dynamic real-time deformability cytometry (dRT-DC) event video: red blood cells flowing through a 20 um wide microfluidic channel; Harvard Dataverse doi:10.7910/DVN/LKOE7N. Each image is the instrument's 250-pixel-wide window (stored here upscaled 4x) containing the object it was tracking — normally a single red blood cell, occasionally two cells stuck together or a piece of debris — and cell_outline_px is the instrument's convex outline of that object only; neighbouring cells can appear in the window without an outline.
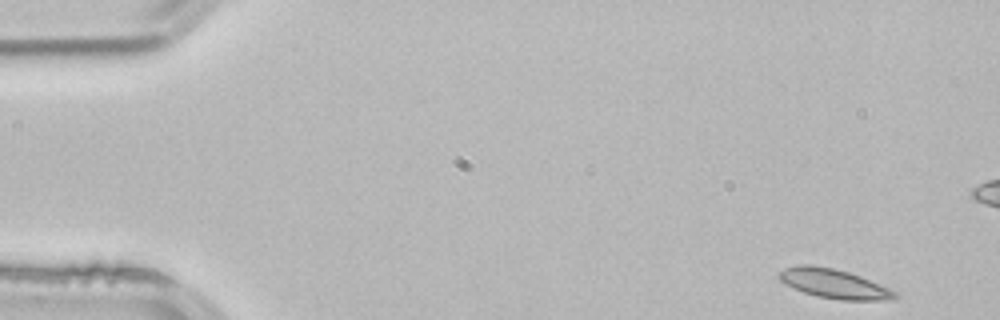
{"species": "common noctule bat (a hibernating species)", "species_latin": "Nyctalus noctula", "temperature_condition": "room temperature", "stored_images_in_passage": 4, "camera_frame_rate_fps": 3000, "um_per_image_px": 0.085, "animal": {"sex": "male", "body_mass_g": 21.5, "forearm_length_mm": 52.0}, "frame": {"image": 1, "passage_image": 1, "time_ms": 0.0, "image_size_px": [1000, 320], "cell_outline_px": [[900, 296], [888, 300], [840, 300], [816, 296], [804, 292], [780, 280], [776, 276], [784, 268], [796, 264], [812, 264], [832, 268], [848, 272], [860, 276], [888, 288], [896, 292]], "centroid_in_image_um": [70.87, 24.1], "position_along_channel_um": 14.1, "area_um2": 19.65}}
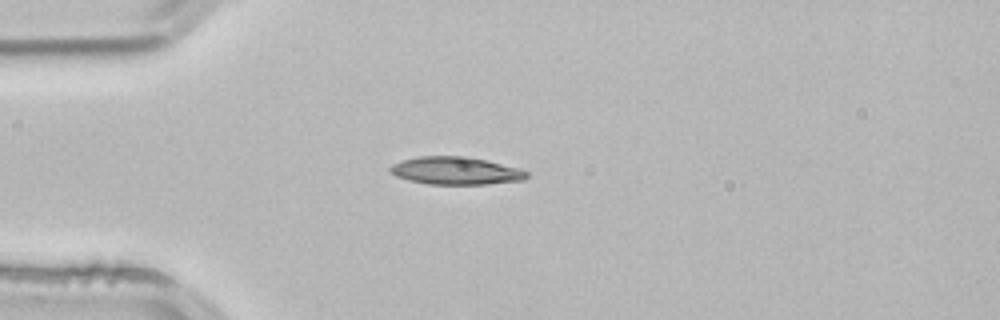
{"frame": {"image": 2, "passage_image": 4, "time_ms": 1.0, "image_size_px": [1000, 320], "cell_outline_px": [[528, 176], [524, 180], [484, 184], [428, 184], [408, 180], [396, 176], [388, 168], [392, 164], [400, 160], [416, 156], [468, 156], [488, 160], [520, 168], [528, 172]], "centroid_in_image_um": [38.74, 14.5], "position_along_channel_um": 46.3, "area_um2": 22.25}}